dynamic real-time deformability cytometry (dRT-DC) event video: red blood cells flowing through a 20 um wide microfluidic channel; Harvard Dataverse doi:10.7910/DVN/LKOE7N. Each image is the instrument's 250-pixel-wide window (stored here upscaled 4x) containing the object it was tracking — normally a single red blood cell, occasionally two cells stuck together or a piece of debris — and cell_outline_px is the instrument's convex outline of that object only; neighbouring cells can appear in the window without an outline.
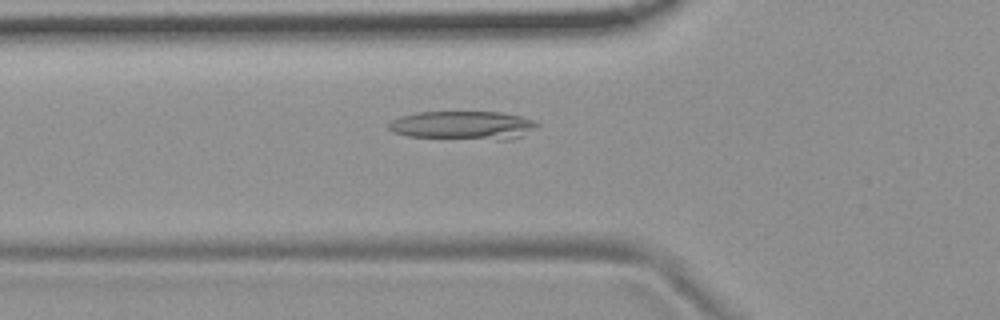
{"species": "common noctule bat (a hibernating species)", "species_latin": "Nyctalus noctula", "temperature_condition": "room temperature", "stored_images_in_passage": 52, "camera_frame_rate_fps": 3000, "um_per_image_px": 0.085, "animal": {"sex": "female", "body_mass_g": 19.9}, "frame": {"image": 1, "passage_image": 17, "time_ms": 5.333, "image_size_px": [1000, 320], "cell_outline_px": [[540, 124], [536, 128], [512, 140], [496, 140], [408, 136], [392, 132], [388, 128], [388, 124], [392, 120], [400, 116], [416, 112], [500, 112], [520, 116], [532, 120]], "centroid_in_image_um": [39.35, 10.66], "position_along_channel_um": 86.4, "area_um2": 24.8}}
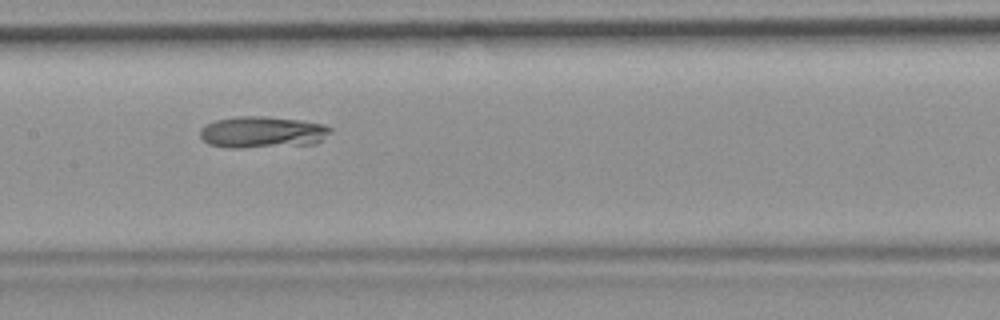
{"frame": {"image": 2, "passage_image": 25, "time_ms": 8.0, "image_size_px": [1000, 320], "cell_outline_px": [[332, 132], [316, 144], [236, 148], [228, 148], [208, 144], [200, 136], [200, 128], [204, 124], [216, 120], [236, 116], [264, 116], [300, 120], [324, 124], [332, 128]], "centroid_in_image_um": [22.3, 11.23], "position_along_channel_um": 185.1, "area_um2": 24.22}}
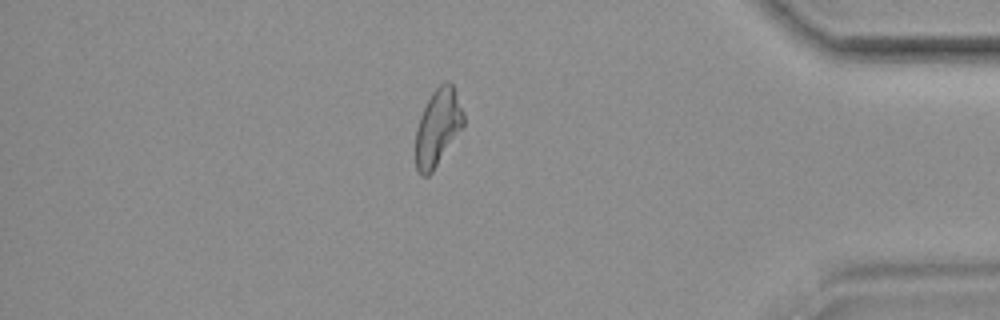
{"frame": {"image": 3, "passage_image": 45, "time_ms": 14.667, "image_size_px": [1000, 320], "cell_outline_px": [[464, 124], [432, 172], [428, 176], [420, 176], [416, 168], [416, 128], [420, 116], [432, 92], [444, 80], [448, 80], [452, 84], [464, 112]], "centroid_in_image_um": [37.2, 10.81], "position_along_channel_um": 398.0, "area_um2": 21.21}}